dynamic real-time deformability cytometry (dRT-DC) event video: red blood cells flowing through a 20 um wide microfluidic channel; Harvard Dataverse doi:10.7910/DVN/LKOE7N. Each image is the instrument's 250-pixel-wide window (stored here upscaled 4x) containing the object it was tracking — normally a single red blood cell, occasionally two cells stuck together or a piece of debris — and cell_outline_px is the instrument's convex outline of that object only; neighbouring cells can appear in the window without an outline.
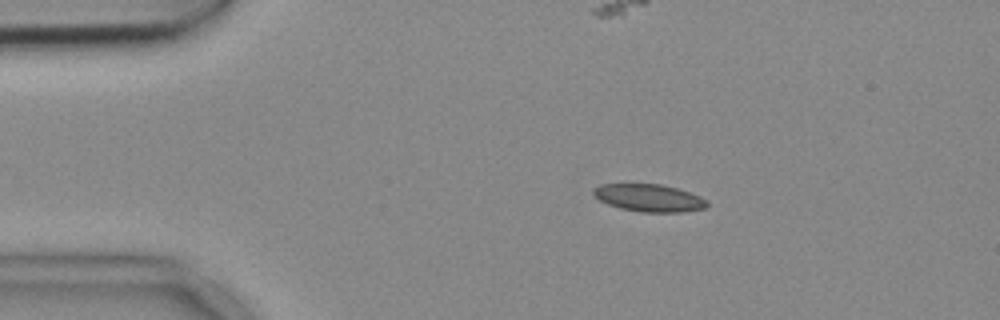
{"species": "common noctule bat (a hibernating species)", "species_latin": "Nyctalus noctula", "temperature_condition": "cold", "stored_images_in_passage": 47, "camera_frame_rate_fps": 3000, "um_per_image_px": 0.085, "animal": {"sex": "female", "body_mass_g": 18.4}, "frame": {"image": 1, "passage_image": 2, "time_ms": 0.333, "image_size_px": [1000, 320], "cell_outline_px": [[708, 204], [704, 208], [680, 212], [640, 212], [620, 208], [608, 204], [600, 200], [592, 192], [592, 188], [600, 184], [660, 184], [676, 188], [700, 196], [708, 200]], "centroid_in_image_um": [55.15, 16.82], "position_along_channel_um": 29.8, "area_um2": 18.09}}
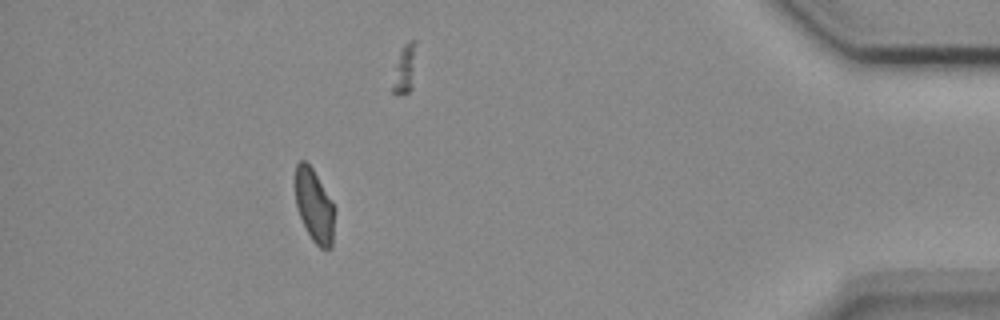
{"frame": {"image": 2, "passage_image": 41, "time_ms": 13.333, "image_size_px": [1000, 320], "cell_outline_px": [[336, 208], [332, 248], [320, 248], [312, 240], [300, 216], [296, 204], [292, 180], [296, 164], [300, 160], [304, 160], [312, 168], [332, 200]], "centroid_in_image_um": [26.7, 17.44], "position_along_channel_um": 408.5, "area_um2": 17.34}}